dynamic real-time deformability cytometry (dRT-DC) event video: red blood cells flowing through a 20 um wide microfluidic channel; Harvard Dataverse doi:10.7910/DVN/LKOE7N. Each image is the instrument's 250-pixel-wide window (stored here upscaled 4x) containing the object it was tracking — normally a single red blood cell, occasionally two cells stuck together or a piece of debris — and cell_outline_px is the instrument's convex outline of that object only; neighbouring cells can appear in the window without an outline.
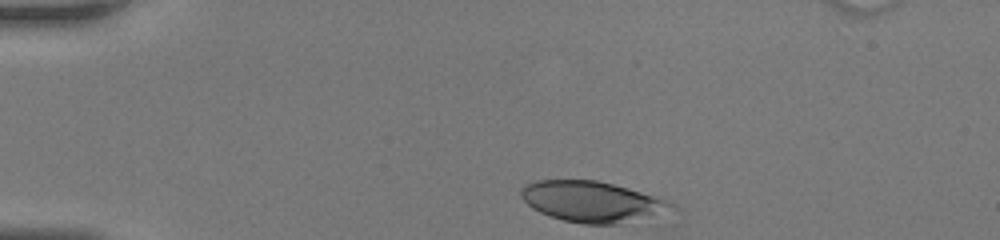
{"species": "human", "species_latin": "Homo sapiens", "temperature_condition": "room temperature", "stored_images_in_passage": 45, "camera_frame_rate_fps": 3000, "um_per_image_px": 0.085, "donor": {"sex": "female"}, "frame": {"image": 1, "passage_image": 1, "time_ms": 0.0, "image_size_px": [1000, 240], "cell_outline_px": [[676, 208], [616, 224], [584, 224], [564, 220], [540, 212], [532, 208], [520, 196], [520, 188], [524, 184], [536, 180], [596, 180], [628, 188], [664, 200], [672, 204]], "centroid_in_image_um": [50.19, 17.12], "position_along_channel_um": 34.8, "area_um2": 34.8}}
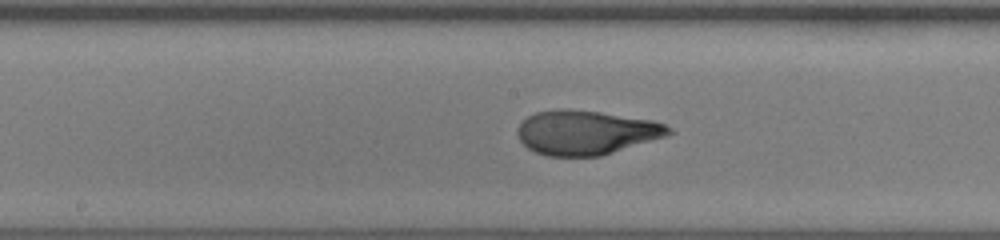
{"frame": {"image": 2, "passage_image": 19, "time_ms": 6.0, "image_size_px": [1000, 240], "cell_outline_px": [[676, 132], [668, 136], [600, 156], [544, 156], [528, 148], [520, 140], [516, 132], [516, 128], [528, 116], [536, 112], [560, 108], [568, 108], [600, 112], [652, 120], [664, 124], [672, 128]], "centroid_in_image_um": [49.83, 11.26], "position_along_channel_um": 198.4, "area_um2": 39.3}}
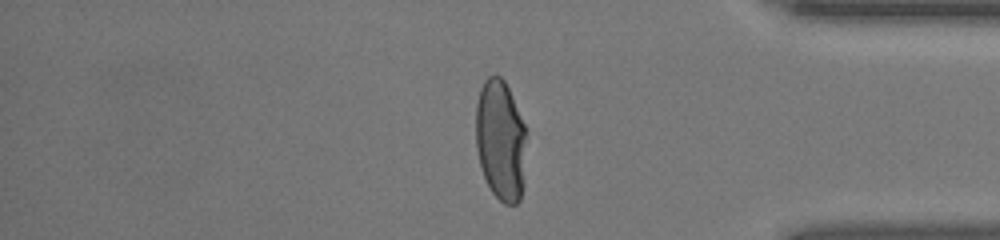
{"frame": {"image": 3, "passage_image": 36, "time_ms": 11.667, "image_size_px": [1000, 240], "cell_outline_px": [[524, 184], [520, 200], [516, 204], [504, 204], [492, 192], [484, 176], [480, 164], [476, 148], [476, 104], [480, 88], [484, 80], [488, 76], [500, 76], [504, 80], [508, 88], [524, 124]], "centroid_in_image_um": [42.53, 11.93], "position_along_channel_um": 392.7, "area_um2": 35.32}, "authors_computed_cell_mechanics": {"area_um2": 38.6104, "velocity_mm_per_s": 3.7481, "shape_relaxation_time_tau1_ms": 8.0578, "shape_relaxation_time_tau2_ms": null, "deformation_change_tau1": 0.2988, "deformation_change_tau2": null}}